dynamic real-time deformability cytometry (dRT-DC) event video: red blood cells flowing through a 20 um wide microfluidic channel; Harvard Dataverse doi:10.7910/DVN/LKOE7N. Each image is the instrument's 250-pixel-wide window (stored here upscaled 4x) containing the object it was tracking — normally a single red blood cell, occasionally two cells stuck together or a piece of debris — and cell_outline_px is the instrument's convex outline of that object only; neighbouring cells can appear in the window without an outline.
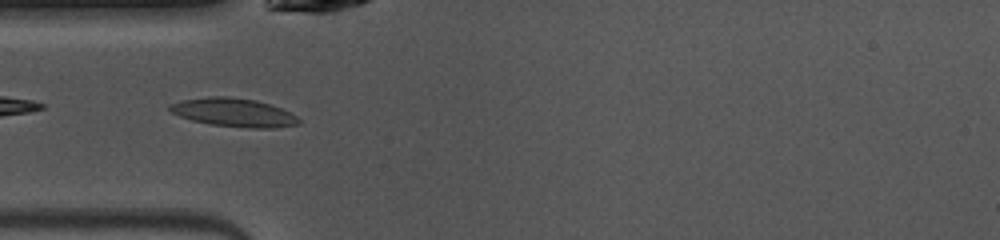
{"species": "common noctule bat (a hibernating species)", "species_latin": "Nyctalus noctula", "temperature_condition": "warm", "stored_images_in_passage": 31, "camera_frame_rate_fps": 3000, "um_per_image_px": 0.085, "animal": {"sex": "female", "body_mass_g": 10.0, "forearm_length_mm": 53.1}, "frame": {"image": 1, "passage_image": 10, "time_ms": 3.0, "image_size_px": [1000, 240], "cell_outline_px": [[300, 124], [276, 128], [248, 128], [212, 124], [192, 120], [180, 116], [172, 112], [168, 108], [168, 104], [180, 100], [212, 96], [228, 96], [256, 100], [280, 108], [296, 116], [300, 120]], "centroid_in_image_um": [19.85, 9.56], "position_along_channel_um": 65.1, "area_um2": 21.33}}